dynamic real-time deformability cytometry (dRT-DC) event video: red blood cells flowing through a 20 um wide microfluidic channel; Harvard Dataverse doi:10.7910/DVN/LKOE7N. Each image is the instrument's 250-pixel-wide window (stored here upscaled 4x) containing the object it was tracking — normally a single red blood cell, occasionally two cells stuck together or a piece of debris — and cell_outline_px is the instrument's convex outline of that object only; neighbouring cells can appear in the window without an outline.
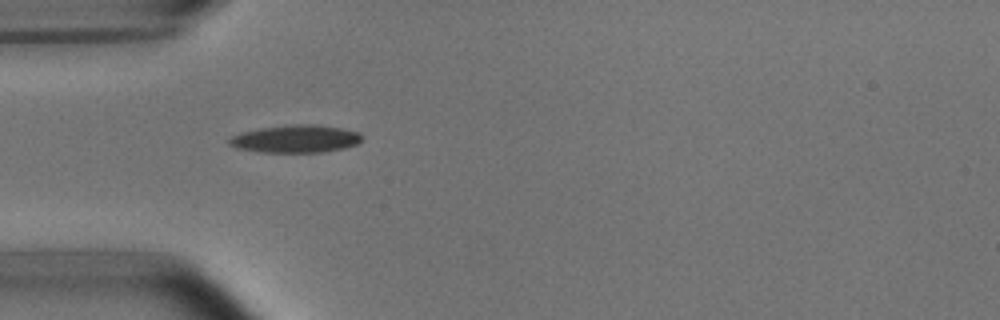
{"species": "common noctule bat (a hibernating species)", "species_latin": "Nyctalus noctula", "temperature_condition": "room temperature", "stored_images_in_passage": 5, "camera_frame_rate_fps": 3000, "um_per_image_px": 0.085, "animal": {"sex": "male", "body_mass_g": 15.6}, "frame": {"image": 1, "passage_image": 1, "time_ms": 0.0, "image_size_px": [1000, 320], "cell_outline_px": [[364, 136], [356, 144], [344, 148], [324, 152], [260, 152], [236, 148], [228, 144], [228, 140], [232, 136], [244, 132], [260, 128], [296, 124], [316, 124], [340, 128], [356, 132]], "centroid_in_image_um": [25.12, 11.81], "position_along_channel_um": 59.9, "area_um2": 21.21}}
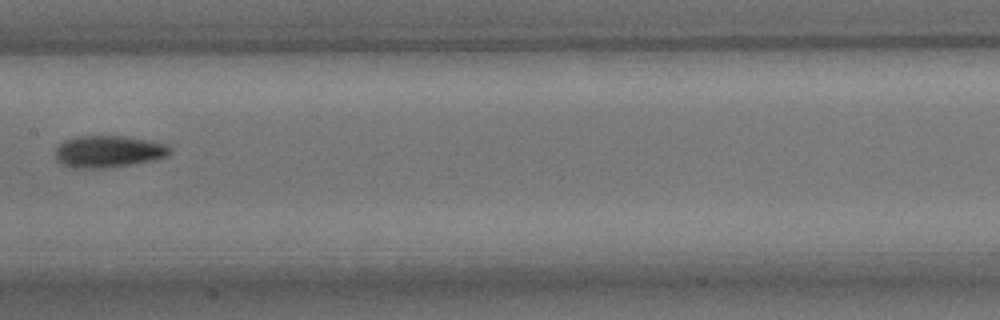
{"frame": {"image": 2, "passage_image": 4, "time_ms": 1.0, "image_size_px": [1000, 320], "cell_outline_px": [[168, 152], [164, 156], [152, 160], [128, 164], [100, 168], [76, 168], [60, 164], [56, 160], [56, 148], [64, 140], [76, 136], [124, 136], [148, 140], [164, 144], [168, 148]], "centroid_in_image_um": [9.11, 12.87], "position_along_channel_um": 198.3, "area_um2": 20.81}}
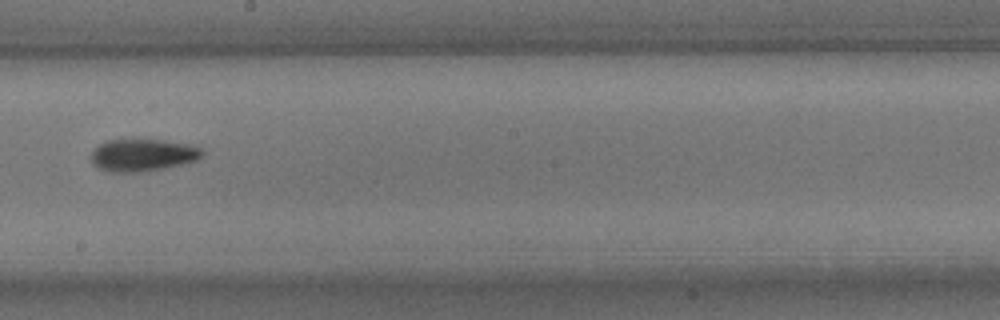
{"frame": {"image": 3, "passage_image": 5, "time_ms": 1.333, "image_size_px": [1000, 320], "cell_outline_px": [[204, 152], [196, 160], [164, 168], [140, 172], [108, 172], [96, 168], [92, 164], [92, 152], [100, 144], [108, 140], [132, 136], [136, 136], [164, 140], [188, 144], [200, 148]], "centroid_in_image_um": [12.07, 13.13], "position_along_channel_um": 236.1, "area_um2": 21.56}}